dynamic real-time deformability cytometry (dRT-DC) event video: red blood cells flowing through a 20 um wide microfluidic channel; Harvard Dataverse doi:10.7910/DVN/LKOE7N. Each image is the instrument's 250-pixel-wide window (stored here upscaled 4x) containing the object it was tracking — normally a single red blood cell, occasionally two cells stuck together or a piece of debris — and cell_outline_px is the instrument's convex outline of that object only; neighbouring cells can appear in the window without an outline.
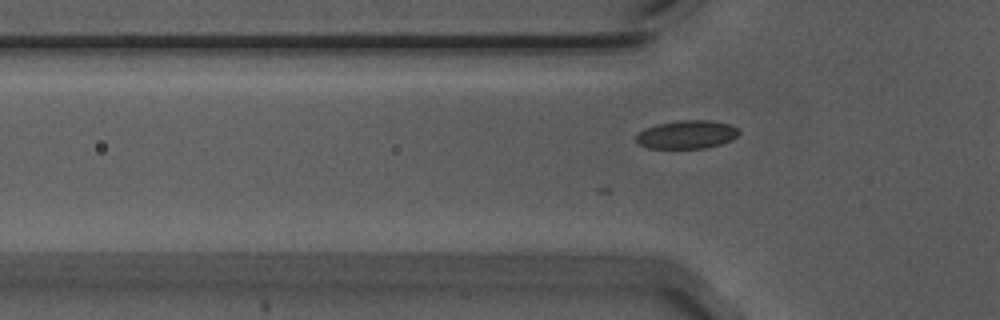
{"species": "Egyptian fruit bat (a non-hibernating species)", "species_latin": "Rousettus aegyptiacus", "temperature_condition": "warm", "stored_images_in_passage": 7, "camera_frame_rate_fps": 3000, "um_per_image_px": 0.085, "animal": {"sex": "male"}, "frame": {"image": 1, "passage_image": 4, "time_ms": 1.0, "image_size_px": [1000, 320], "cell_outline_px": [[740, 132], [732, 140], [720, 144], [704, 148], [648, 148], [640, 144], [636, 140], [636, 136], [644, 128], [656, 124], [680, 120], [712, 120], [732, 124]], "centroid_in_image_um": [58.39, 11.42], "position_along_channel_um": 67.4, "area_um2": 16.99}}